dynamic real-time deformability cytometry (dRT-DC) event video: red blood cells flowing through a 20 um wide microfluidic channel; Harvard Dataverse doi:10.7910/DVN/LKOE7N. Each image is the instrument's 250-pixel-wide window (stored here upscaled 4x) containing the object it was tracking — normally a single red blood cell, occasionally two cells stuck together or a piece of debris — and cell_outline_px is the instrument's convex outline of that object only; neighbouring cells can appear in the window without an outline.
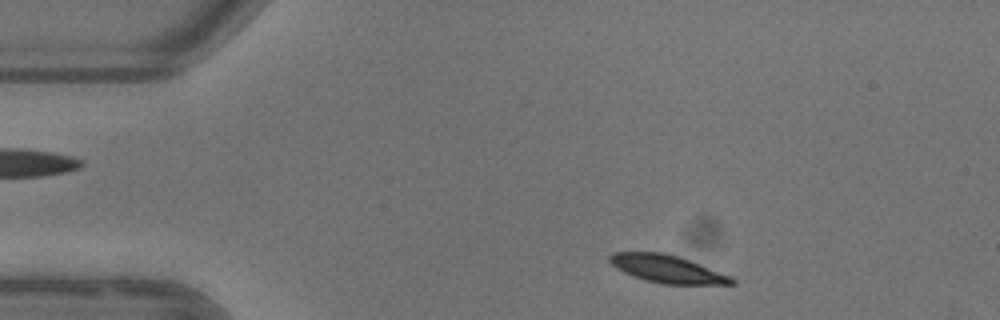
{"species": "common noctule bat (a hibernating species)", "species_latin": "Nyctalus noctula", "temperature_condition": "warm", "stored_images_in_passage": 8, "camera_frame_rate_fps": 3000, "um_per_image_px": 0.085, "animal": {"sex": "female"}, "frame": {"image": 1, "passage_image": 3, "time_ms": 0.667, "image_size_px": [1000, 320], "cell_outline_px": [[736, 284], [660, 284], [644, 280], [624, 272], [616, 268], [608, 260], [608, 256], [612, 252], [664, 252], [688, 260], [732, 276], [736, 280]], "centroid_in_image_um": [56.7, 22.86], "position_along_channel_um": 28.3, "area_um2": 19.65}}